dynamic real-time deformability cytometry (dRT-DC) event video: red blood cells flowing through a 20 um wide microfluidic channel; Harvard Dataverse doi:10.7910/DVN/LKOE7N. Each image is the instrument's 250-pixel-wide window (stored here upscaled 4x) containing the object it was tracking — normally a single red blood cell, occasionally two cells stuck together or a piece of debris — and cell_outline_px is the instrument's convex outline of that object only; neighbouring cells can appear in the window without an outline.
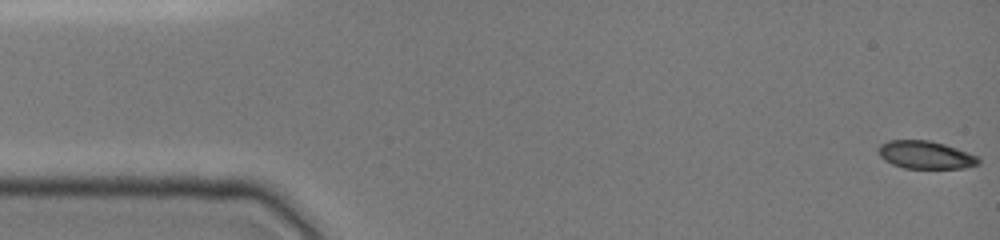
{"species": "common noctule bat (a hibernating species)", "species_latin": "Nyctalus noctula", "temperature_condition": "cold", "stored_images_in_passage": 48, "camera_frame_rate_fps": 3000, "um_per_image_px": 0.085, "animal": {"sex": "female", "body_mass_g": 19.0, "forearm_length_mm": 51.5}, "frame": {"image": 1, "passage_image": 1, "time_ms": 0.0, "image_size_px": [1000, 240], "cell_outline_px": [[980, 164], [964, 168], [904, 168], [892, 164], [884, 160], [880, 156], [876, 148], [880, 144], [888, 140], [928, 140], [944, 144], [980, 156]], "centroid_in_image_um": [78.67, 13.16], "position_along_channel_um": 6.3, "area_um2": 16.42}}
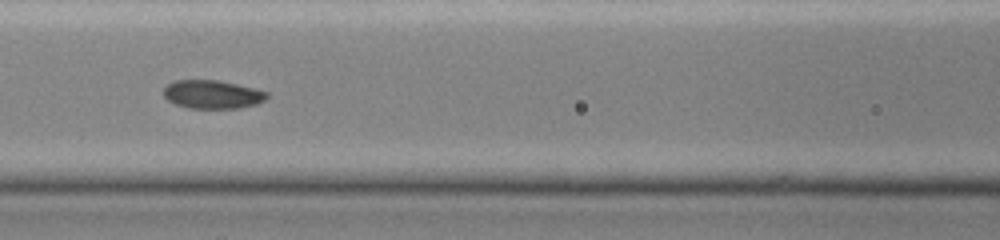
{"frame": {"image": 2, "passage_image": 21, "time_ms": 6.667, "image_size_px": [1000, 240], "cell_outline_px": [[268, 96], [264, 100], [256, 104], [236, 108], [188, 108], [176, 104], [168, 100], [164, 96], [164, 88], [168, 84], [176, 80], [216, 80], [236, 84], [268, 92]], "centroid_in_image_um": [18.03, 8.02], "position_along_channel_um": 148.6, "area_um2": 16.88}}
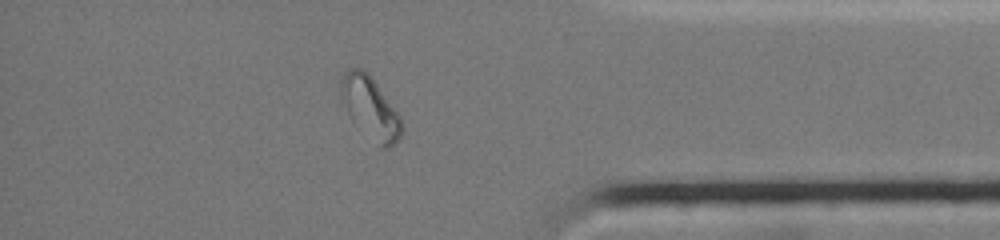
{"frame": {"image": 3, "passage_image": 41, "time_ms": 13.333, "image_size_px": [1000, 240], "cell_outline_px": [[404, 128], [400, 140], [396, 144], [388, 148], [380, 148], [356, 128], [352, 124], [340, 92], [340, 72], [348, 68], [364, 68], [372, 76], [400, 116]], "centroid_in_image_um": [31.46, 9.18], "position_along_channel_um": 403.7, "area_um2": 22.89}, "authors_computed_cell_mechanics": {"area_um2": 17.4845, "velocity_mm_per_s": 3.9937, "shape_relaxation_time_tau1_ms": null, "shape_relaxation_time_tau2_ms": 6.1509, "deformation_change_tau1": null, "deformation_change_tau2": 0.0585}}